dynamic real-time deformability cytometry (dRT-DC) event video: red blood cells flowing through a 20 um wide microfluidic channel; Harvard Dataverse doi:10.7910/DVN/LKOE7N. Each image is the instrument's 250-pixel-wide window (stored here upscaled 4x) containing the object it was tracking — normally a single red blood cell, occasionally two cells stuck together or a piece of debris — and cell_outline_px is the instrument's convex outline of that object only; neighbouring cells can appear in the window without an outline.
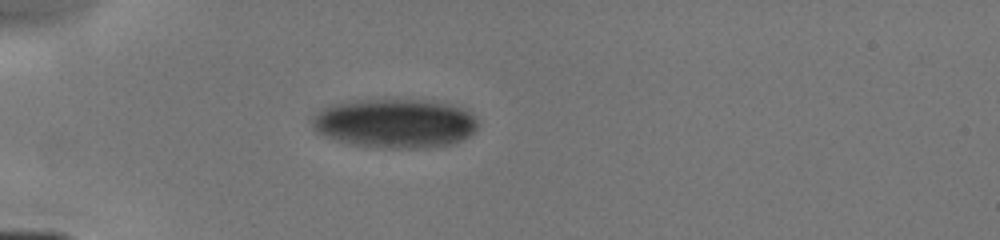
{"species": "human", "species_latin": "Homo sapiens", "temperature_condition": "cold", "stored_images_in_passage": 24, "camera_frame_rate_fps": 3000, "um_per_image_px": 0.085, "donor": {"sex": "male"}, "frame": {"image": 1, "passage_image": 12, "time_ms": 5.0, "image_size_px": [1000, 240], "cell_outline_px": [[480, 124], [464, 140], [452, 144], [424, 148], [384, 148], [356, 144], [336, 140], [316, 132], [312, 128], [312, 120], [324, 108], [332, 104], [352, 100], [424, 100], [448, 104], [460, 108], [476, 116]], "centroid_in_image_um": [33.61, 10.49], "position_along_channel_um": 51.4, "area_um2": 47.28}}
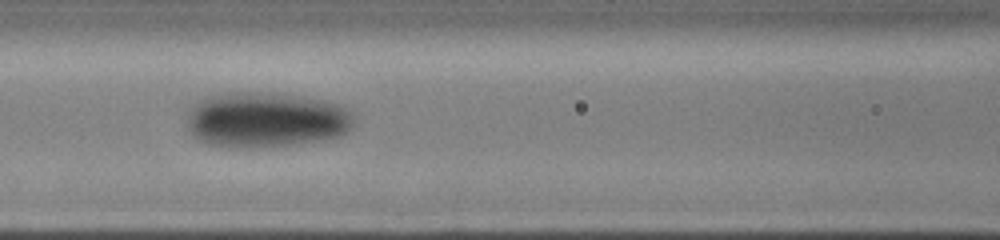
{"frame": {"image": 2, "passage_image": 18, "time_ms": 7.667, "image_size_px": [1000, 240], "cell_outline_px": [[356, 124], [352, 128], [340, 136], [328, 140], [292, 144], [252, 148], [236, 148], [204, 144], [196, 140], [192, 136], [188, 128], [188, 116], [192, 108], [200, 100], [212, 96], [228, 92], [252, 92], [292, 96], [320, 100], [336, 104], [352, 112]], "centroid_in_image_um": [22.61, 10.22], "position_along_channel_um": 144.0, "area_um2": 53.81}}
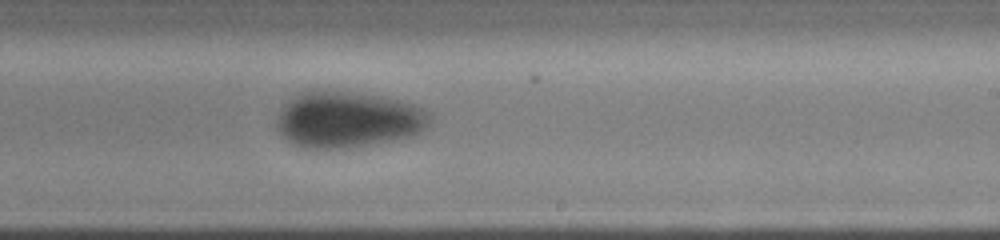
{"frame": {"image": 3, "passage_image": 24, "time_ms": 10.333, "image_size_px": [1000, 240], "cell_outline_px": [[432, 120], [420, 132], [408, 136], [368, 144], [340, 148], [304, 148], [288, 140], [280, 132], [276, 124], [276, 120], [280, 108], [288, 100], [300, 92], [348, 92], [380, 96], [416, 104], [432, 112]], "centroid_in_image_um": [29.58, 10.15], "position_along_channel_um": 259.4, "area_um2": 49.48}}